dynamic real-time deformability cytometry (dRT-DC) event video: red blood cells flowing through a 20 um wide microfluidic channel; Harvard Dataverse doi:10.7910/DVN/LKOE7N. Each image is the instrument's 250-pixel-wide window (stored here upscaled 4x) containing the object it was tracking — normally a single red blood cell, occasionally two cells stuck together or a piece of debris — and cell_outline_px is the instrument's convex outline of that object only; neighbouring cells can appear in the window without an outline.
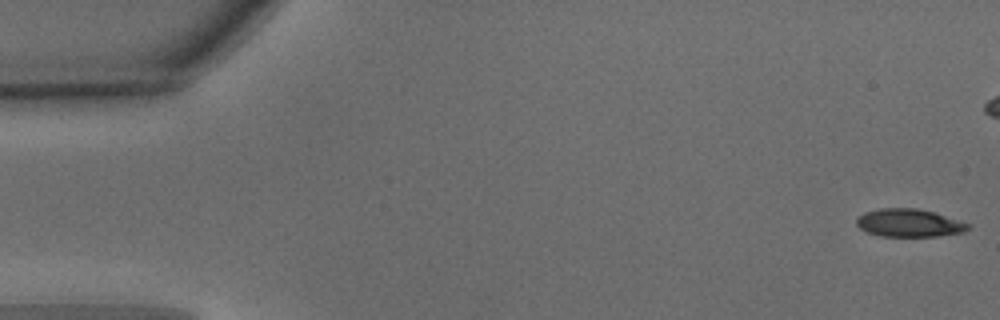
{"species": "common noctule bat (a hibernating species)", "species_latin": "Nyctalus noctula", "temperature_condition": "warm", "stored_images_in_passage": 45, "camera_frame_rate_fps": 3000, "um_per_image_px": 0.085, "animal": {"sex": "male", "body_mass_g": 15.6}, "frame": {"image": 1, "passage_image": 1, "time_ms": 0.0, "image_size_px": [1000, 320], "cell_outline_px": [[972, 228], [964, 232], [936, 236], [880, 236], [868, 232], [860, 228], [856, 224], [856, 220], [864, 212], [880, 208], [916, 208], [932, 212], [972, 224]], "centroid_in_image_um": [77.3, 18.95], "position_along_channel_um": 7.7, "area_um2": 18.09}}
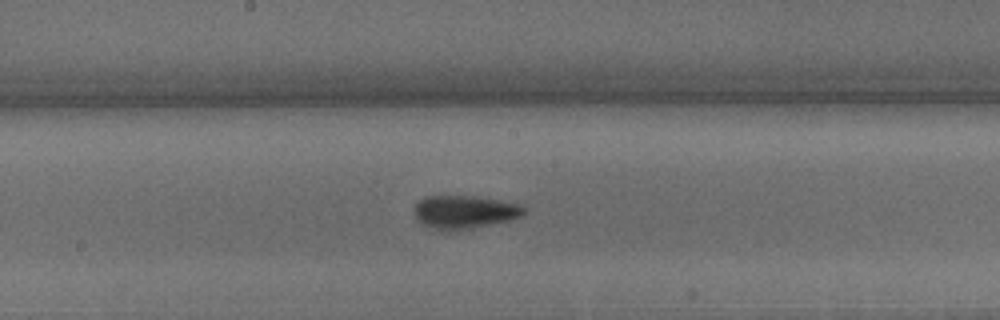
{"frame": {"image": 2, "passage_image": 27, "time_ms": 8.667, "image_size_px": [1000, 320], "cell_outline_px": [[528, 212], [524, 216], [508, 220], [448, 232], [440, 232], [428, 228], [416, 220], [412, 212], [416, 204], [424, 196], [472, 196], [520, 204], [528, 208]], "centroid_in_image_um": [39.43, 18.03], "position_along_channel_um": 208.8, "area_um2": 21.56}}
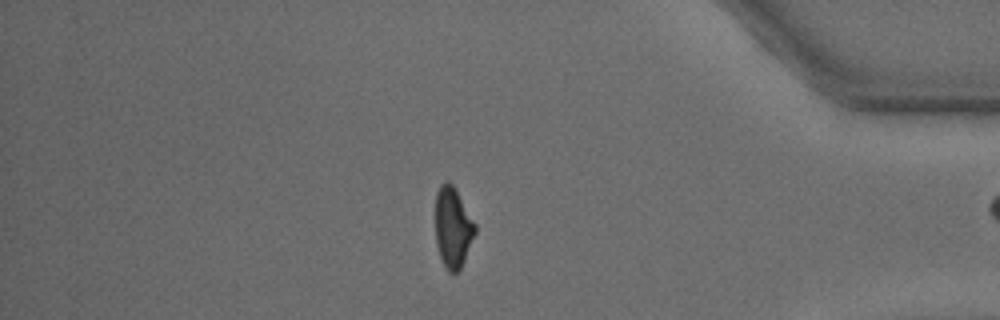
{"frame": {"image": 3, "passage_image": 44, "time_ms": 14.333, "image_size_px": [1000, 320], "cell_outline_px": [[476, 232], [464, 260], [460, 268], [456, 272], [448, 272], [440, 256], [436, 244], [436, 192], [440, 184], [448, 180], [456, 188], [476, 224]], "centroid_in_image_um": [38.5, 19.28], "position_along_channel_um": 396.7, "area_um2": 18.61}}